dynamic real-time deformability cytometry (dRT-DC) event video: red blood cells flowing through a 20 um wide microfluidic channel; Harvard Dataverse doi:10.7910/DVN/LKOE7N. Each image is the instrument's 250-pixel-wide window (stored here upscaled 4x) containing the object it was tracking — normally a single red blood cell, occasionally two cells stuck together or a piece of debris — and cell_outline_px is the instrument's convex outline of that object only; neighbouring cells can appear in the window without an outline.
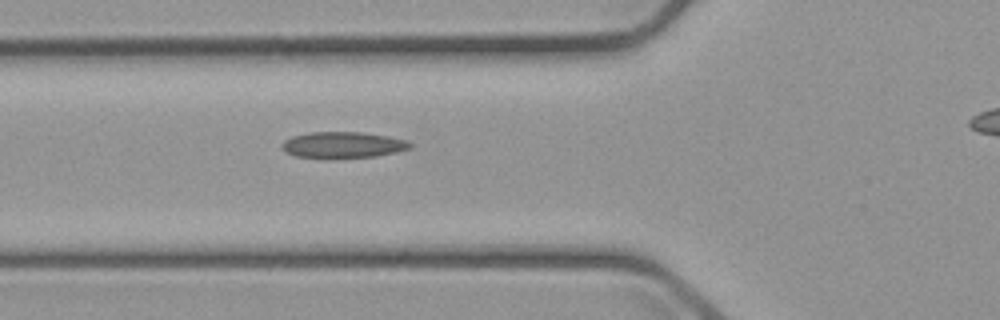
{"species": "common noctule bat (a hibernating species)", "species_latin": "Nyctalus noctula", "temperature_condition": "cold", "stored_images_in_passage": 5, "segment_of_instrument_passage": [1, 2], "camera_frame_rate_fps": 3000, "um_per_image_px": 0.085, "animal": {"sex": "male", "body_mass_g": 23.1, "forearm_length_mm": 52.7}, "frame": {"image": 1, "passage_image": 4, "time_ms": 5.0, "image_size_px": [1000, 320], "cell_outline_px": [[412, 148], [396, 152], [376, 156], [296, 156], [284, 152], [280, 148], [280, 144], [284, 140], [292, 136], [308, 132], [364, 132], [388, 136], [404, 140], [412, 144]], "centroid_in_image_um": [29.12, 12.28], "position_along_channel_um": 96.7, "area_um2": 19.07}}